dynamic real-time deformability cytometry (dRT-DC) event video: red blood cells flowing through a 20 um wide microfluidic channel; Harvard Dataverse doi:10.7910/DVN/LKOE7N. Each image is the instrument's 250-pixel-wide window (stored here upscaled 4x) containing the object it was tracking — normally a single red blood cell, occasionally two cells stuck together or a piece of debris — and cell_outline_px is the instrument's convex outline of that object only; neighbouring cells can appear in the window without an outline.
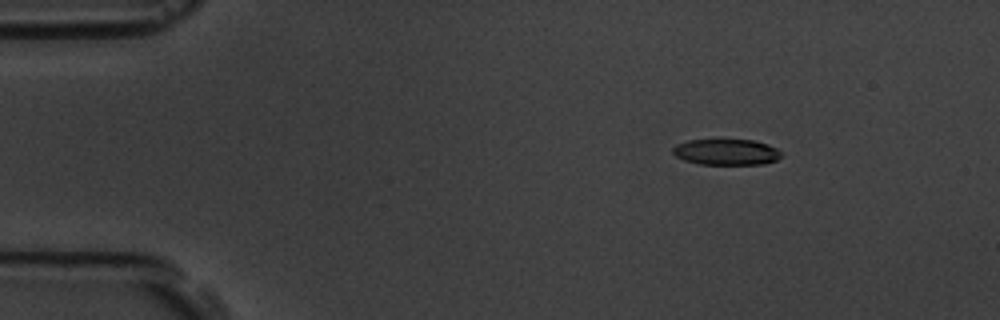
{"species": "common noctule bat (a hibernating species)", "species_latin": "Nyctalus noctula", "temperature_condition": "room temperature", "stored_images_in_passage": 5, "camera_frame_rate_fps": 3000, "um_per_image_px": 0.085, "animal": {"sex": "male", "body_mass_g": 19.5, "forearm_length_mm": 54.6}, "frame": {"image": 1, "passage_image": 1, "time_ms": 0.0, "image_size_px": [1000, 320], "cell_outline_px": [[780, 156], [776, 160], [764, 164], [700, 164], [684, 160], [676, 156], [672, 152], [672, 148], [676, 144], [688, 140], [752, 140], [768, 144], [776, 148], [780, 152]], "centroid_in_image_um": [61.71, 12.92], "position_along_channel_um": 23.3, "area_um2": 16.3}}
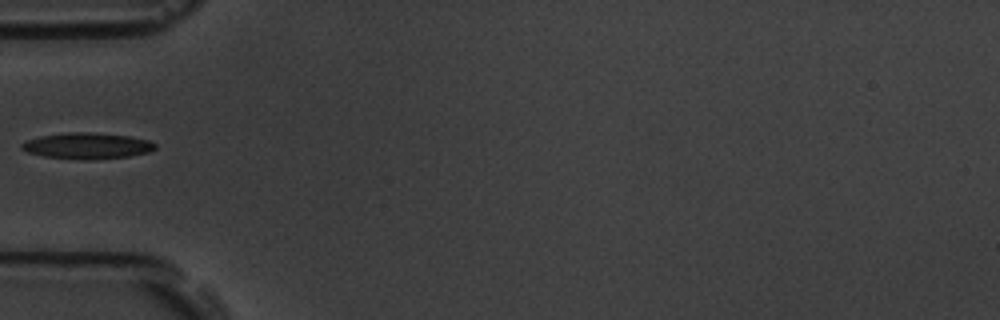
{"frame": {"image": 2, "passage_image": 4, "time_ms": 1.0, "image_size_px": [1000, 320], "cell_outline_px": [[156, 148], [148, 152], [128, 156], [92, 160], [88, 160], [44, 156], [28, 152], [20, 148], [20, 144], [28, 140], [40, 136], [68, 132], [92, 132], [128, 136], [148, 140], [156, 144]], "centroid_in_image_um": [7.4, 12.39], "position_along_channel_um": 77.6, "area_um2": 20.17}}
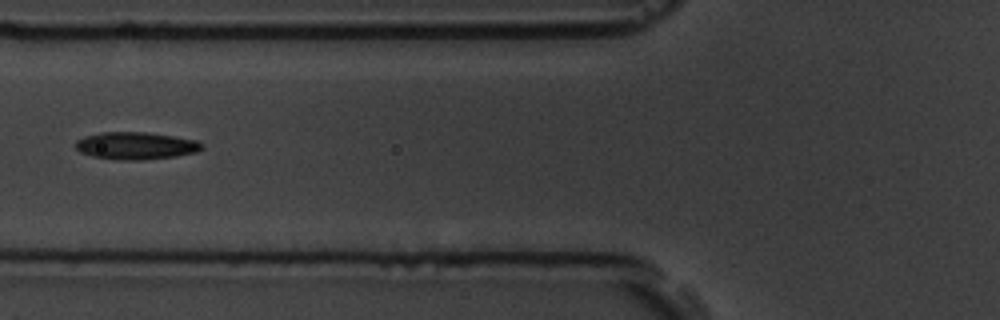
{"frame": {"image": 3, "passage_image": 5, "time_ms": 1.333, "image_size_px": [1000, 320], "cell_outline_px": [[204, 148], [196, 152], [176, 156], [140, 160], [128, 160], [92, 156], [80, 152], [76, 148], [76, 140], [84, 136], [100, 132], [148, 132], [196, 140], [204, 144]], "centroid_in_image_um": [11.56, 12.37], "position_along_channel_um": 114.2, "area_um2": 20.06}}